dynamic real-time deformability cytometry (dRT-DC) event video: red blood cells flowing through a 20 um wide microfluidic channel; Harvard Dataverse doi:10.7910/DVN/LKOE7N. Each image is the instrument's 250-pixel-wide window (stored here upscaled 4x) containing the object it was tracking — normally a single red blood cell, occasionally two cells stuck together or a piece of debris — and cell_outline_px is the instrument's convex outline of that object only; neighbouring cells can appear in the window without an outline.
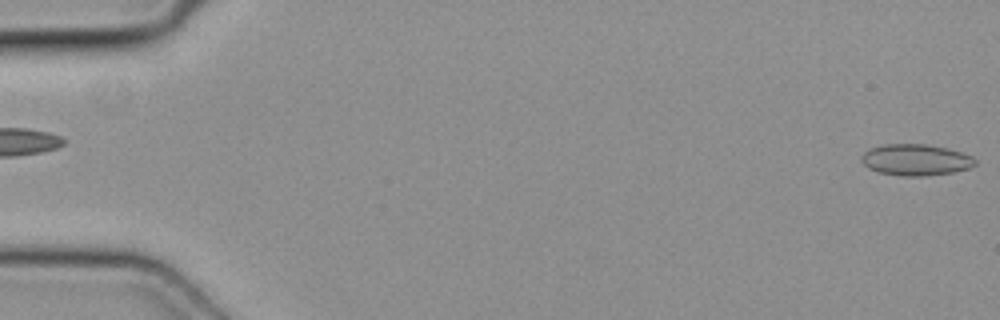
{"species": "common noctule bat (a hibernating species)", "species_latin": "Nyctalus noctula", "temperature_condition": "cold", "stored_images_in_passage": 2, "camera_frame_rate_fps": 3000, "um_per_image_px": 0.085, "animal": {"sex": "female", "body_mass_g": 19.3, "forearm_length_mm": 54.1}, "frame": {"image": 1, "passage_image": 2, "time_ms": 0.333, "image_size_px": [1000, 320], "cell_outline_px": [[976, 164], [968, 168], [952, 172], [924, 176], [900, 176], [880, 172], [868, 168], [860, 160], [860, 156], [868, 148], [880, 144], [924, 144], [948, 148], [972, 156], [976, 160]], "centroid_in_image_um": [77.79, 13.58], "position_along_channel_um": 7.2, "area_um2": 20.87}}